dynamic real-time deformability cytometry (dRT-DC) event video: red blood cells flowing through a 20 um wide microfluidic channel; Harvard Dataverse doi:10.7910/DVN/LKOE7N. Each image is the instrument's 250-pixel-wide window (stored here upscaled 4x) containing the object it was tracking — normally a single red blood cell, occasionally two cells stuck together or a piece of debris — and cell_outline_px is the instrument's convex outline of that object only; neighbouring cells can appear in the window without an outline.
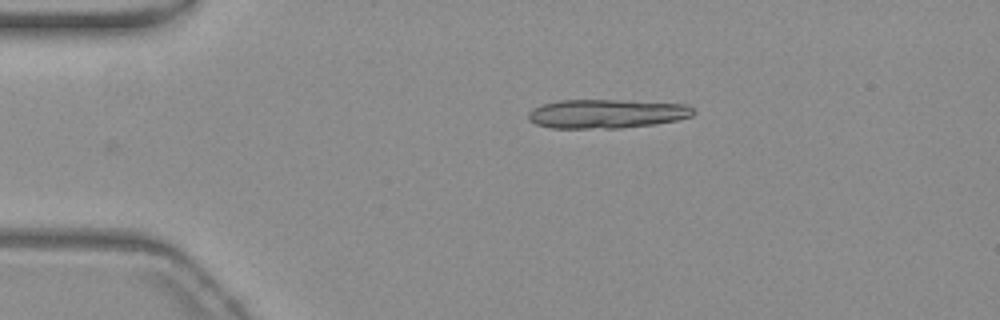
{"species": "common noctule bat (a hibernating species)", "species_latin": "Nyctalus noctula", "temperature_condition": "warm", "stored_images_in_passage": 43, "segment_of_instrument_passage": [1, 2], "camera_frame_rate_fps": 3000, "um_per_image_px": 0.085, "animal": {"sex": "female", "body_mass_g": 19.3, "forearm_length_mm": 54.1}, "frame": {"image": 1, "passage_image": 1, "time_ms": 0.0, "image_size_px": [1000, 320], "cell_outline_px": [[696, 112], [692, 116], [676, 120], [656, 124], [620, 128], [552, 128], [536, 124], [528, 120], [528, 112], [532, 108], [544, 104], [560, 100], [616, 100], [684, 104], [692, 108]], "centroid_in_image_um": [51.53, 9.67], "position_along_channel_um": 33.5, "area_um2": 27.8}}